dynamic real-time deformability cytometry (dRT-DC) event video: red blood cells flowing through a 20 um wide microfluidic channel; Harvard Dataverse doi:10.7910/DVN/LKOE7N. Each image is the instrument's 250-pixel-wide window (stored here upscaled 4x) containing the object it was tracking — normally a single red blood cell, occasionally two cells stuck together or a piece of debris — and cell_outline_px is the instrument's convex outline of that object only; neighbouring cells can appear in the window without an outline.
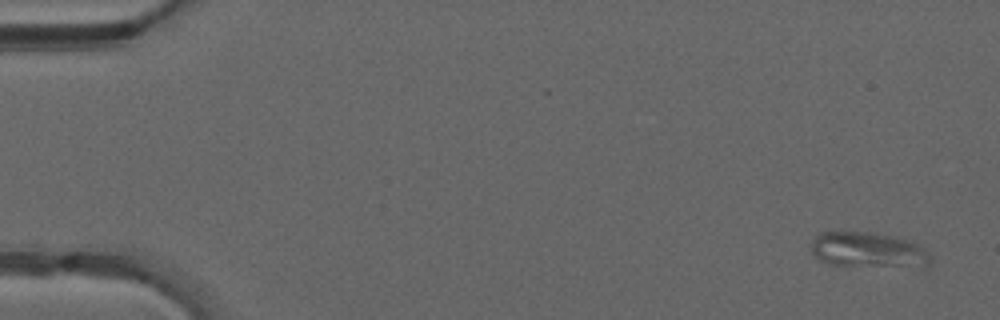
{"species": "common noctule bat (a hibernating species)", "species_latin": "Nyctalus noctula", "temperature_condition": "warm", "stored_images_in_passage": 48, "segment_of_instrument_passage": [1, 2], "camera_frame_rate_fps": 3000, "um_per_image_px": 0.085, "animal": {"sex": "male", "forearm_length_mm": 52.5}, "frame": {"image": 1, "passage_image": 1, "time_ms": 0.0, "image_size_px": [1000, 320], "cell_outline_px": [[932, 260], [924, 268], [832, 264], [820, 260], [812, 252], [812, 240], [820, 232], [868, 232], [888, 236], [904, 240], [916, 244], [924, 248], [932, 256]], "centroid_in_image_um": [73.84, 21.27], "position_along_channel_um": 11.2, "area_um2": 24.39}}
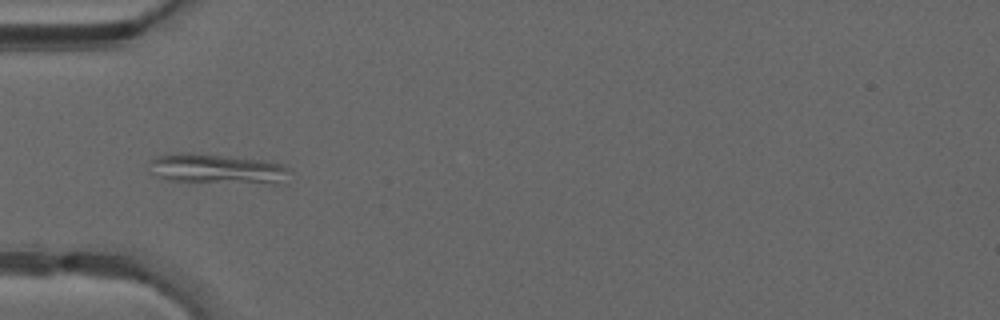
{"frame": {"image": 2, "passage_image": 15, "time_ms": 4.667, "image_size_px": [1000, 320], "cell_outline_px": [[292, 172], [288, 184], [272, 184], [172, 180], [148, 172], [148, 160], [156, 156], [180, 152], [264, 160], [284, 164], [292, 168]], "centroid_in_image_um": [18.58, 14.37], "position_along_channel_um": 66.4, "area_um2": 24.91}}